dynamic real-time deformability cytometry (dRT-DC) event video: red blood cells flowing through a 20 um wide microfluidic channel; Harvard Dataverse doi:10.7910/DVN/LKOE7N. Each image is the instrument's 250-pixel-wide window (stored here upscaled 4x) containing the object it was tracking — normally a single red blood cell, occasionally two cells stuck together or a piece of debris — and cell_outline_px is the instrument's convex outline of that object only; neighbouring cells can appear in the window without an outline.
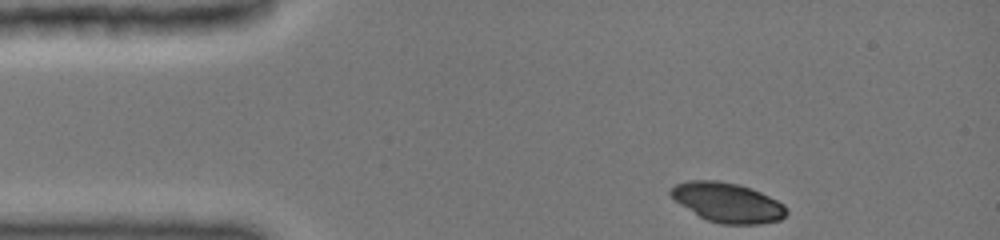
{"species": "common noctule bat (a hibernating species)", "species_latin": "Nyctalus noctula", "temperature_condition": "cold", "stored_images_in_passage": 26, "camera_frame_rate_fps": 3000, "um_per_image_px": 0.085, "animal": {"sex": "female", "body_mass_g": 19.0, "forearm_length_mm": 51.5}, "frame": {"image": 1, "passage_image": 1, "time_ms": 0.0, "image_size_px": [1000, 240], "cell_outline_px": [[788, 212], [780, 220], [760, 224], [720, 224], [708, 220], [700, 216], [680, 204], [668, 192], [676, 184], [688, 180], [716, 180], [740, 184], [752, 188], [784, 204]], "centroid_in_image_um": [61.86, 17.2], "position_along_channel_um": 23.1, "area_um2": 26.59}}
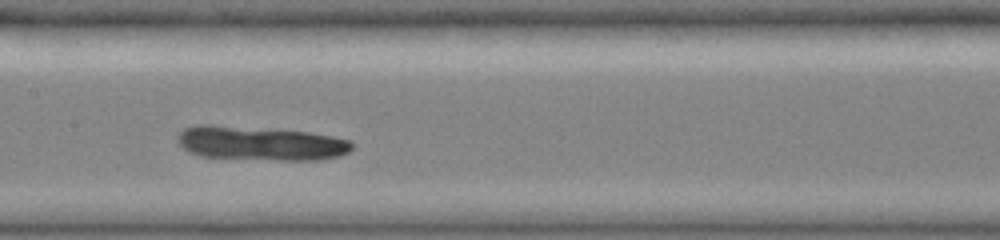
{"frame": {"image": 2, "passage_image": 12, "time_ms": 5.667, "image_size_px": [1000, 240], "cell_outline_px": [[352, 148], [348, 152], [340, 156], [320, 160], [280, 160], [200, 156], [188, 152], [176, 140], [176, 136], [184, 128], [200, 124], [208, 124], [308, 132], [332, 136], [352, 140]], "centroid_in_image_um": [22.14, 12.18], "position_along_channel_um": 185.3, "area_um2": 34.62}}
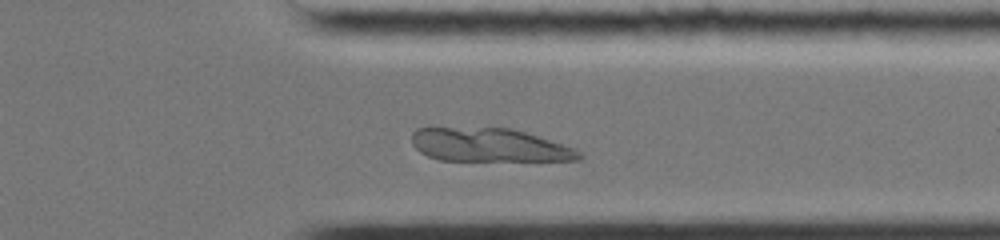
{"frame": {"image": 3, "passage_image": 21, "time_ms": 10.333, "image_size_px": [1000, 240], "cell_outline_px": [[584, 156], [580, 160], [440, 160], [428, 156], [420, 152], [412, 144], [412, 132], [416, 128], [512, 128], [572, 148], [580, 152]], "centroid_in_image_um": [41.53, 12.33], "position_along_channel_um": 369.9, "area_um2": 32.08}}